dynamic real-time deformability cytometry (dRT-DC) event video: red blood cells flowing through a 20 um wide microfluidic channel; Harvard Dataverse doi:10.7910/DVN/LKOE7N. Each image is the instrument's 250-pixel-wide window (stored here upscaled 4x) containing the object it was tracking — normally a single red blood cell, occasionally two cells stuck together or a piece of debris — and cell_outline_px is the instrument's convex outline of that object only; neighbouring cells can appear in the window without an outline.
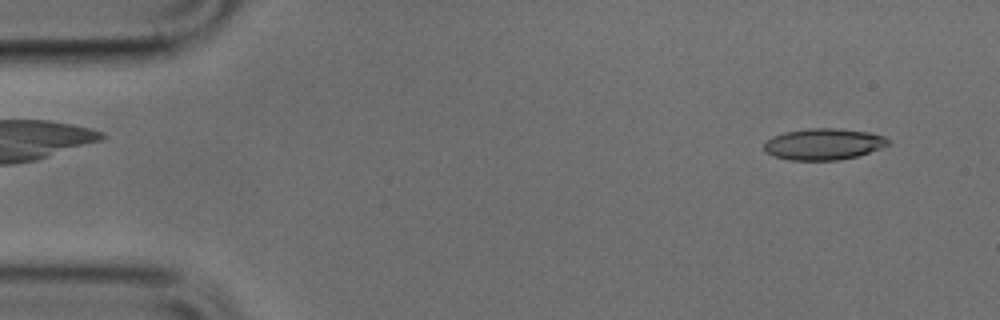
{"species": "common noctule bat (a hibernating species)", "species_latin": "Nyctalus noctula", "temperature_condition": "cold", "stored_images_in_passage": 49, "camera_frame_rate_fps": 3000, "um_per_image_px": 0.085, "animal": {"sex": "male", "body_mass_g": 17.9, "forearm_length_mm": 54.2}, "frame": {"image": 1, "passage_image": 3, "time_ms": 0.667, "image_size_px": [1000, 320], "cell_outline_px": [[892, 144], [856, 156], [840, 160], [788, 160], [776, 156], [768, 152], [764, 148], [764, 144], [772, 136], [784, 132], [804, 128], [836, 128], [868, 132], [884, 136], [892, 140]], "centroid_in_image_um": [70.04, 12.24], "position_along_channel_um": 15.0, "area_um2": 22.72}}
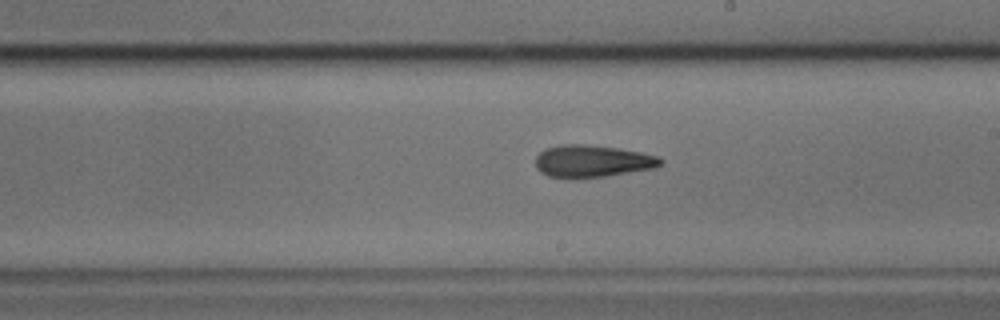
{"frame": {"image": 2, "passage_image": 27, "time_ms": 8.667, "image_size_px": [1000, 320], "cell_outline_px": [[664, 164], [656, 168], [604, 176], [548, 176], [540, 172], [536, 168], [536, 156], [544, 148], [560, 144], [584, 144], [616, 148], [640, 152], [660, 156], [664, 160]], "centroid_in_image_um": [50.39, 13.67], "position_along_channel_um": 238.6, "area_um2": 23.18}}
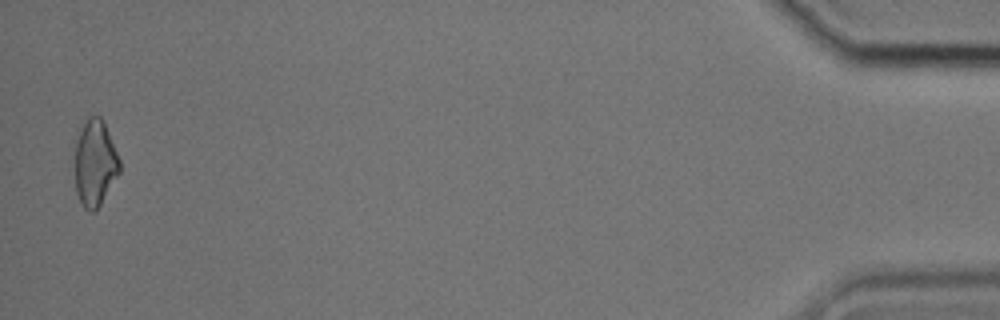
{"frame": {"image": 3, "passage_image": 48, "time_ms": 15.667, "image_size_px": [1000, 320], "cell_outline_px": [[120, 172], [96, 212], [92, 212], [84, 208], [76, 192], [76, 144], [80, 132], [84, 124], [92, 116], [100, 116], [104, 120], [120, 160]], "centroid_in_image_um": [8.11, 13.9], "position_along_channel_um": 427.1, "area_um2": 22.2}}